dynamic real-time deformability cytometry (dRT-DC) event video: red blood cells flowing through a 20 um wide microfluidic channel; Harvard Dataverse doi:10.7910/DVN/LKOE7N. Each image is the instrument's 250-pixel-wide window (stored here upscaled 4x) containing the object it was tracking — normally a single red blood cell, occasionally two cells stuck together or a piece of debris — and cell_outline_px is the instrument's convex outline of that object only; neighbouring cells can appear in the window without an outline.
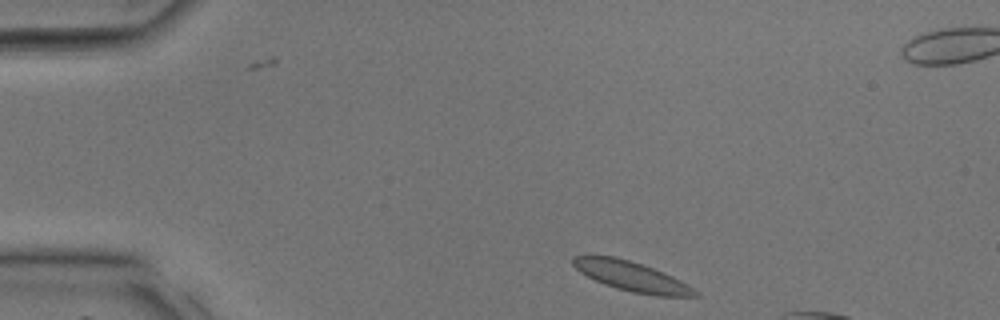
{"species": "common noctule bat (a hibernating species)", "species_latin": "Nyctalus noctula", "temperature_condition": "room temperature", "stored_images_in_passage": 2, "camera_frame_rate_fps": 3000, "um_per_image_px": 0.085, "animal": {"sex": "male", "body_mass_g": 17.9, "forearm_length_mm": 54.2}, "frame": {"image": 1, "passage_image": 2, "time_ms": 0.333, "image_size_px": [1000, 320], "cell_outline_px": [[700, 296], [656, 296], [632, 292], [616, 288], [604, 284], [580, 272], [572, 264], [572, 256], [588, 252], [616, 256], [664, 272], [688, 284]], "centroid_in_image_um": [53.58, 23.44], "position_along_channel_um": 31.4, "area_um2": 21.44}}